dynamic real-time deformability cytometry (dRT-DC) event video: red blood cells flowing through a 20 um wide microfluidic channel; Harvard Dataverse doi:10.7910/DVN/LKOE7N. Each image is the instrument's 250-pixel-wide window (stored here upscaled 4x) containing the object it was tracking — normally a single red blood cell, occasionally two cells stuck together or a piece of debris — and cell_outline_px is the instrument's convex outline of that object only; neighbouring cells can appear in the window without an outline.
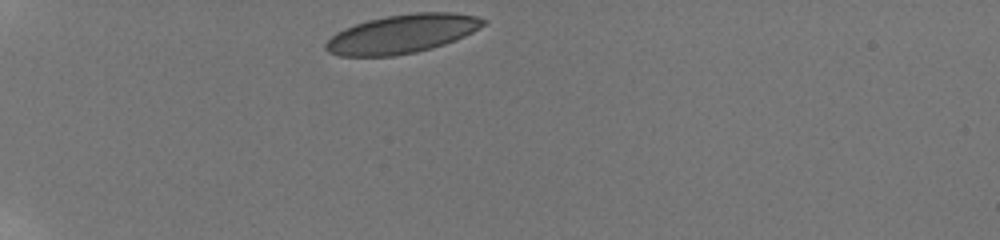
{"species": "human", "species_latin": "Homo sapiens", "temperature_condition": "room temperature", "stored_images_in_passage": 5, "camera_frame_rate_fps": 3000, "um_per_image_px": 0.085, "donor": {"sex": "male"}, "frame": {"image": 1, "passage_image": 1, "time_ms": 0.0, "image_size_px": [1000, 240], "cell_outline_px": [[488, 20], [484, 24], [472, 32], [456, 40], [432, 48], [416, 52], [392, 56], [340, 56], [328, 52], [324, 48], [324, 44], [336, 32], [344, 28], [368, 20], [388, 16], [416, 12], [452, 12], [476, 16]], "centroid_in_image_um": [34.17, 2.88], "position_along_channel_um": 50.8, "area_um2": 35.43}}